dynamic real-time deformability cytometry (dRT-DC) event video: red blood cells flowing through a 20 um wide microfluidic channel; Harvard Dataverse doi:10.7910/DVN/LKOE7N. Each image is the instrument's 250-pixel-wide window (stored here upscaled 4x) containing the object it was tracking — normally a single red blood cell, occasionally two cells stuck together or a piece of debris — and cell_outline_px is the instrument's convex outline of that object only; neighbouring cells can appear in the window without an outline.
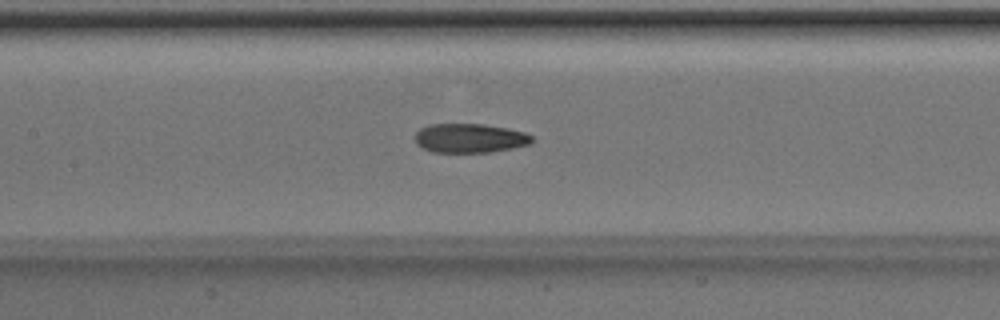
{"species": "Egyptian fruit bat (a non-hibernating species)", "species_latin": "Rousettus aegyptiacus", "temperature_condition": "room temperature", "stored_images_in_passage": 42, "camera_frame_rate_fps": 3000, "um_per_image_px": 0.085, "animal": {"sex": "male"}, "frame": {"image": 1, "passage_image": 24, "time_ms": 7.667, "image_size_px": [1000, 320], "cell_outline_px": [[532, 144], [492, 152], [432, 152], [416, 144], [416, 132], [420, 128], [428, 124], [484, 124], [508, 128], [524, 132], [532, 136]], "centroid_in_image_um": [39.94, 11.74], "position_along_channel_um": 167.5, "area_um2": 19.94}}
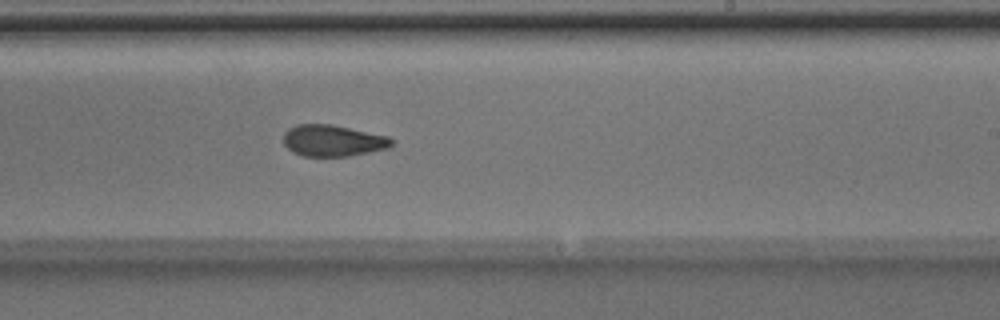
{"frame": {"image": 2, "passage_image": 31, "time_ms": 10.0, "image_size_px": [1000, 320], "cell_outline_px": [[392, 144], [388, 148], [348, 156], [304, 156], [292, 152], [284, 144], [284, 132], [288, 128], [296, 124], [332, 124], [388, 136], [392, 140]], "centroid_in_image_um": [28.26, 11.94], "position_along_channel_um": 260.7, "area_um2": 19.77}}
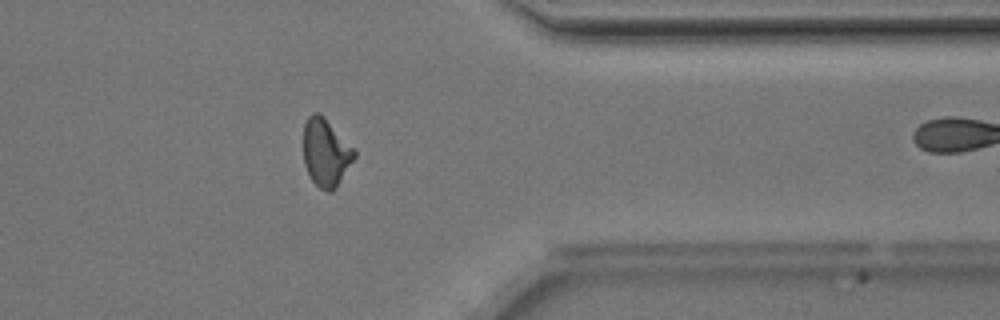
{"frame": {"image": 3, "passage_image": 41, "time_ms": 13.333, "image_size_px": [1000, 320], "cell_outline_px": [[356, 156], [336, 188], [332, 192], [328, 192], [320, 188], [308, 176], [304, 164], [304, 124], [308, 116], [312, 112], [320, 112], [324, 116], [356, 152]], "centroid_in_image_um": [27.67, 12.97], "position_along_channel_um": 383.7, "area_um2": 20.06}}